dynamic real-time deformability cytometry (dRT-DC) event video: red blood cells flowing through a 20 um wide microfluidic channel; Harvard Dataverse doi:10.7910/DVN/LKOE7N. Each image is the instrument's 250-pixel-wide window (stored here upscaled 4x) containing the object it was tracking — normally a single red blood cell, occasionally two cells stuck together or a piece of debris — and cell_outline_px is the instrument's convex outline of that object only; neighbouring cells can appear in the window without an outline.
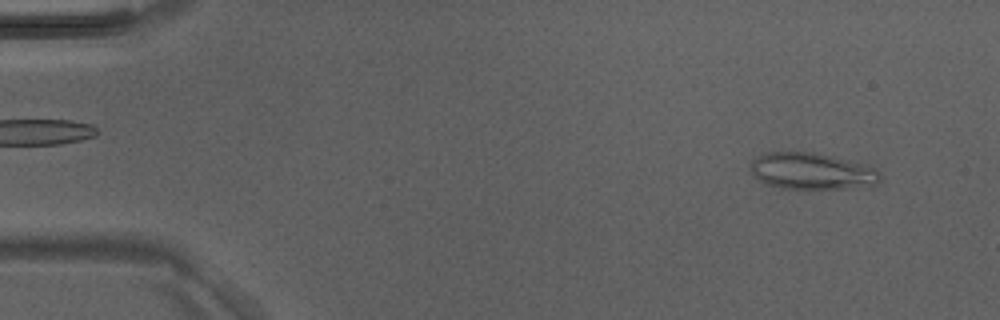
{"species": "Egyptian fruit bat (a non-hibernating species)", "species_latin": "Rousettus aegyptiacus", "temperature_condition": "room temperature", "stored_images_in_passage": 3, "camera_frame_rate_fps": 3000, "um_per_image_px": 0.085, "animal": {"sex": "male"}, "frame": {"image": 1, "passage_image": 1, "time_ms": 0.0, "image_size_px": [1000, 320], "cell_outline_px": [[880, 180], [876, 184], [868, 188], [780, 188], [764, 184], [752, 172], [752, 160], [764, 152], [812, 152], [832, 156], [868, 164], [876, 168], [880, 176]], "centroid_in_image_um": [69.07, 14.55], "position_along_channel_um": 15.9, "area_um2": 27.8}}